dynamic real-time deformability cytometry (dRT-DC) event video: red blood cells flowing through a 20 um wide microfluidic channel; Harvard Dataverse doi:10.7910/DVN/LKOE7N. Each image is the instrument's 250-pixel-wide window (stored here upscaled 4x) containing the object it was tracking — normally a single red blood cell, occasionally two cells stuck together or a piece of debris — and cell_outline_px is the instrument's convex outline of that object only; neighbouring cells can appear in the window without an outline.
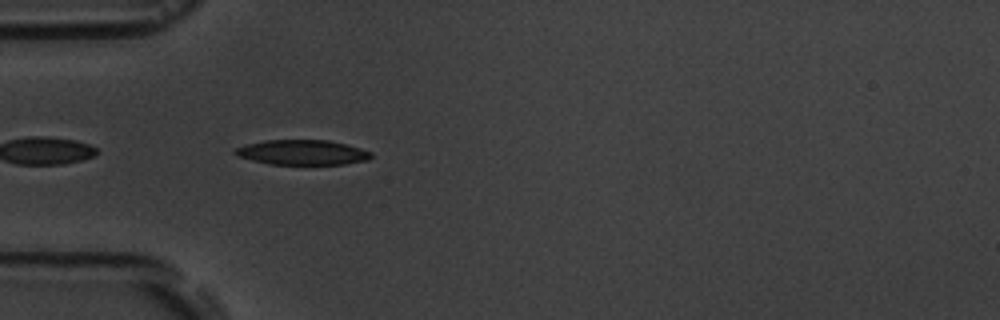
{"species": "common noctule bat (a hibernating species)", "species_latin": "Nyctalus noctula", "temperature_condition": "room temperature", "stored_images_in_passage": 4, "camera_frame_rate_fps": 3000, "um_per_image_px": 0.085, "animal": {"sex": "male", "body_mass_g": 19.5, "forearm_length_mm": 54.6}, "frame": {"image": 1, "passage_image": 4, "time_ms": 3.667, "image_size_px": [1000, 320], "cell_outline_px": [[372, 156], [368, 160], [344, 164], [268, 164], [236, 156], [232, 152], [236, 148], [248, 144], [264, 140], [328, 140], [360, 148], [372, 152]], "centroid_in_image_um": [25.68, 12.95], "position_along_channel_um": 59.3, "area_um2": 19.71}}